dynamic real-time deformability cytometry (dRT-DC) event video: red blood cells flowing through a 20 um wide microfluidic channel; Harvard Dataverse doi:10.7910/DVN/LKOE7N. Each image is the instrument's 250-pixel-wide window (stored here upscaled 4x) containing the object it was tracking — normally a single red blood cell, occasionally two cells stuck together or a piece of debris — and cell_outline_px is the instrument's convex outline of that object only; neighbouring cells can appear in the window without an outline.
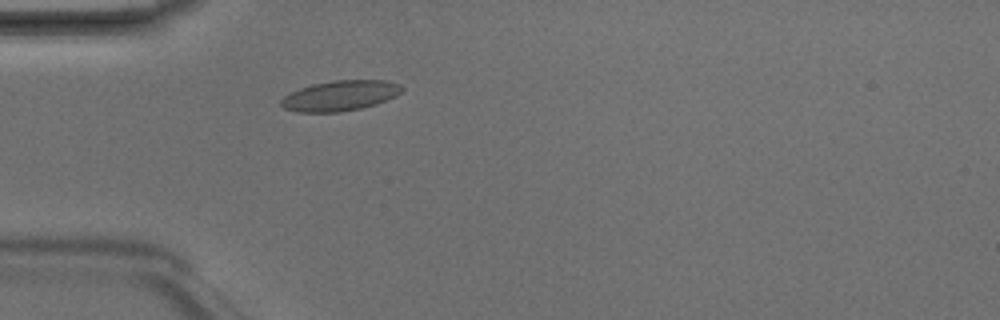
{"species": "Egyptian fruit bat (a non-hibernating species)", "species_latin": "Rousettus aegyptiacus", "temperature_condition": "room temperature", "stored_images_in_passage": 3, "camera_frame_rate_fps": 3000, "um_per_image_px": 0.085, "animal": {"sex": "male"}, "frame": {"image": 1, "passage_image": 3, "time_ms": 0.667, "image_size_px": [1000, 320], "cell_outline_px": [[404, 88], [396, 96], [376, 104], [360, 108], [340, 112], [296, 112], [284, 108], [280, 104], [280, 100], [284, 96], [300, 88], [312, 84], [332, 80], [384, 80], [400, 84]], "centroid_in_image_um": [28.9, 8.13], "position_along_channel_um": 56.1, "area_um2": 21.33}}